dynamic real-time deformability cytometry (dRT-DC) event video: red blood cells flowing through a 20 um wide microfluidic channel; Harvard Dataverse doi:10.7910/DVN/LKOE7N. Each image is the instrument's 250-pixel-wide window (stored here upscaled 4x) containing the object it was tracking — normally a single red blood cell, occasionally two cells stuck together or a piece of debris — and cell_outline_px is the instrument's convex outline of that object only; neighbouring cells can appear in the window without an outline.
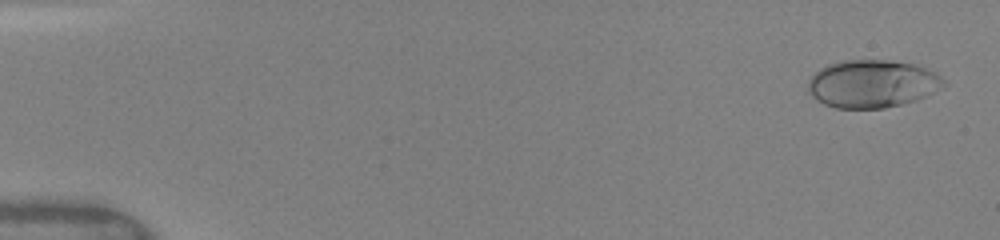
{"species": "human", "species_latin": "Homo sapiens", "temperature_condition": "warm", "stored_images_in_passage": 53, "camera_frame_rate_fps": 3000, "um_per_image_px": 0.085, "donor": {"sex": "female"}, "frame": {"image": 1, "passage_image": 2, "time_ms": 0.333, "image_size_px": [1000, 240], "cell_outline_px": [[944, 84], [932, 92], [916, 100], [884, 108], [836, 108], [824, 104], [816, 100], [808, 92], [808, 80], [820, 68], [828, 64], [844, 60], [888, 60], [912, 64], [936, 72], [944, 80]], "centroid_in_image_um": [74.09, 7.12], "position_along_channel_um": 10.9, "area_um2": 37.45}}
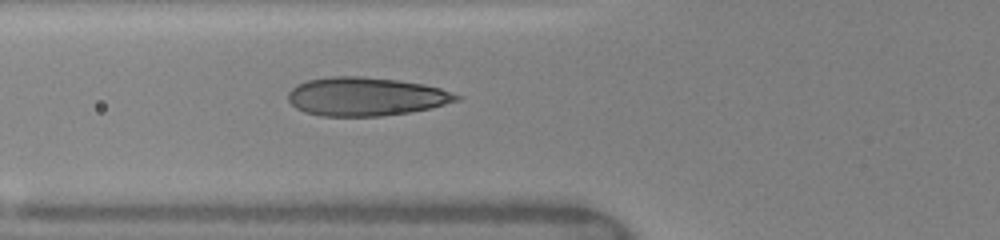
{"frame": {"image": 2, "passage_image": 32, "time_ms": 6.0, "image_size_px": [1000, 240], "cell_outline_px": [[464, 96], [460, 100], [432, 108], [408, 112], [380, 116], [320, 116], [304, 112], [296, 108], [288, 100], [288, 92], [296, 84], [308, 80], [332, 76], [360, 76], [396, 80], [424, 84], [440, 88]], "centroid_in_image_um": [31.1, 8.21], "position_along_channel_um": 94.7, "area_um2": 37.97}}
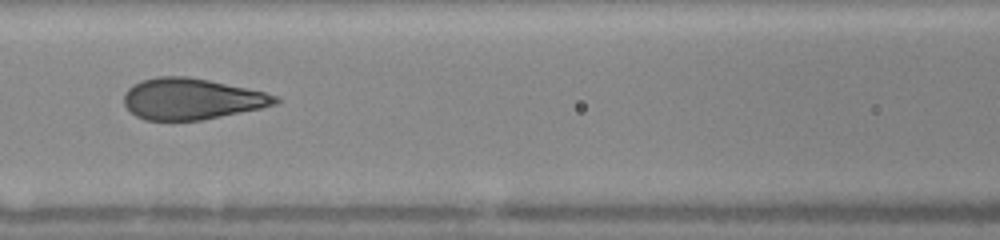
{"frame": {"image": 3, "passage_image": 43, "time_ms": 7.333, "image_size_px": [1000, 240], "cell_outline_px": [[280, 100], [276, 104], [260, 108], [200, 120], [144, 120], [136, 116], [124, 104], [124, 92], [132, 84], [140, 80], [156, 76], [188, 76], [208, 80], [264, 92], [276, 96]], "centroid_in_image_um": [16.22, 8.39], "position_along_channel_um": 150.4, "area_um2": 36.07}}